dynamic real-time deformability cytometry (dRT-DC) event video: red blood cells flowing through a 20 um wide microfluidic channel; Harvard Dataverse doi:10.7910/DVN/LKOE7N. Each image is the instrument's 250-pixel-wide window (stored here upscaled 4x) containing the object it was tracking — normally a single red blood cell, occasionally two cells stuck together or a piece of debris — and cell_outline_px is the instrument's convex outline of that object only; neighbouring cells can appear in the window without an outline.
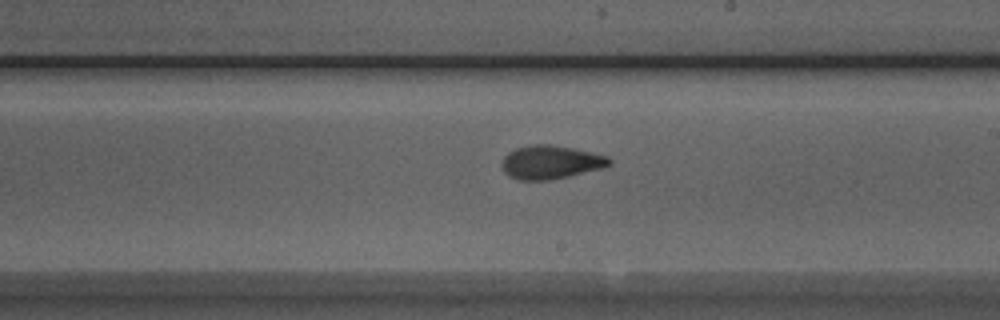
{"species": "Egyptian fruit bat (a non-hibernating species)", "species_latin": "Rousettus aegyptiacus", "temperature_condition": "room temperature", "stored_images_in_passage": 6, "camera_frame_rate_fps": 3000, "um_per_image_px": 0.085, "animal": {"sex": "male"}, "frame": {"image": 1, "passage_image": 6, "time_ms": 6.667, "image_size_px": [1000, 320], "cell_outline_px": [[612, 164], [604, 168], [568, 176], [548, 180], [516, 180], [508, 176], [504, 172], [500, 164], [504, 156], [508, 152], [516, 148], [532, 144], [552, 144], [572, 148], [608, 156], [612, 160]], "centroid_in_image_um": [46.79, 13.79], "position_along_channel_um": 242.2, "area_um2": 21.21}}